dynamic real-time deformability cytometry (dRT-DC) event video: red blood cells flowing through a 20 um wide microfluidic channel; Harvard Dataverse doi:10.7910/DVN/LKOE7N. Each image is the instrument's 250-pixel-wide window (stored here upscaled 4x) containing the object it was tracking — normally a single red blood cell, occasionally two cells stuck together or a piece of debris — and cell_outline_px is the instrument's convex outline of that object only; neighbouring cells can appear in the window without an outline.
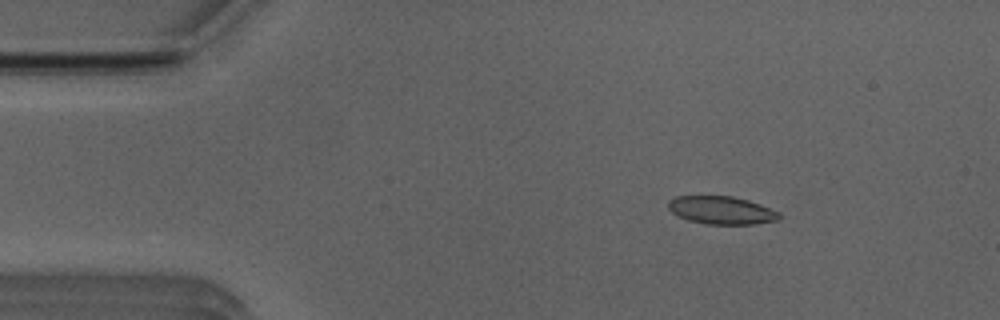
{"species": "Egyptian fruit bat (a non-hibernating species)", "species_latin": "Rousettus aegyptiacus", "temperature_condition": "room temperature", "stored_images_in_passage": 52, "camera_frame_rate_fps": 3000, "um_per_image_px": 0.085, "animal": {"sex": "male"}, "frame": {"image": 1, "passage_image": 8, "time_ms": 2.333, "image_size_px": [1000, 320], "cell_outline_px": [[780, 220], [752, 224], [704, 224], [688, 220], [672, 212], [668, 208], [668, 200], [676, 196], [732, 196], [748, 200], [760, 204], [776, 212], [780, 216]], "centroid_in_image_um": [61.29, 17.87], "position_along_channel_um": 23.7, "area_um2": 17.92}}
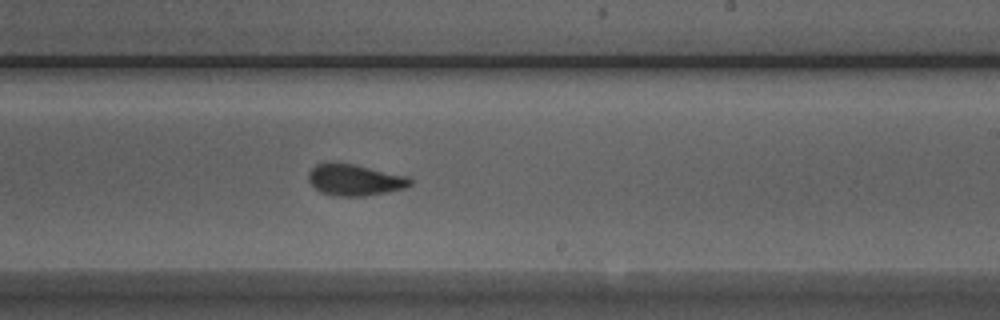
{"frame": {"image": 2, "passage_image": 31, "time_ms": 10.0, "image_size_px": [1000, 320], "cell_outline_px": [[412, 184], [404, 188], [388, 192], [364, 196], [332, 196], [320, 192], [308, 180], [308, 172], [316, 164], [328, 160], [352, 164], [408, 176], [412, 180]], "centroid_in_image_um": [30.11, 15.28], "position_along_channel_um": 258.9, "area_um2": 18.84}}
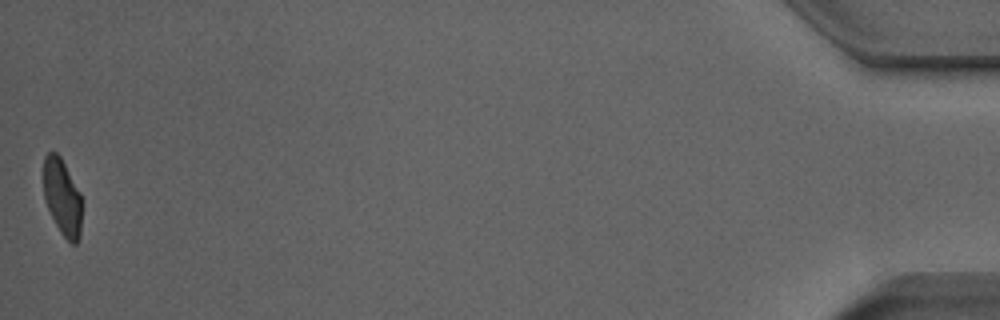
{"frame": {"image": 3, "passage_image": 52, "time_ms": 17.0, "image_size_px": [1000, 320], "cell_outline_px": [[80, 236], [76, 244], [72, 244], [60, 232], [44, 200], [44, 156], [48, 152], [56, 152], [60, 156], [80, 192]], "centroid_in_image_um": [5.28, 16.74], "position_along_channel_um": 429.9, "area_um2": 16.76}, "authors_computed_cell_mechanics": {"area_um2": 18.5827, "velocity_mm_per_s": 3.9345, "shape_relaxation_time_tau1_ms": 7.4233, "shape_relaxation_time_tau2_ms": 1.4746, "deformation_change_tau1": 0.185, "deformation_change_tau2": 0.0734}}